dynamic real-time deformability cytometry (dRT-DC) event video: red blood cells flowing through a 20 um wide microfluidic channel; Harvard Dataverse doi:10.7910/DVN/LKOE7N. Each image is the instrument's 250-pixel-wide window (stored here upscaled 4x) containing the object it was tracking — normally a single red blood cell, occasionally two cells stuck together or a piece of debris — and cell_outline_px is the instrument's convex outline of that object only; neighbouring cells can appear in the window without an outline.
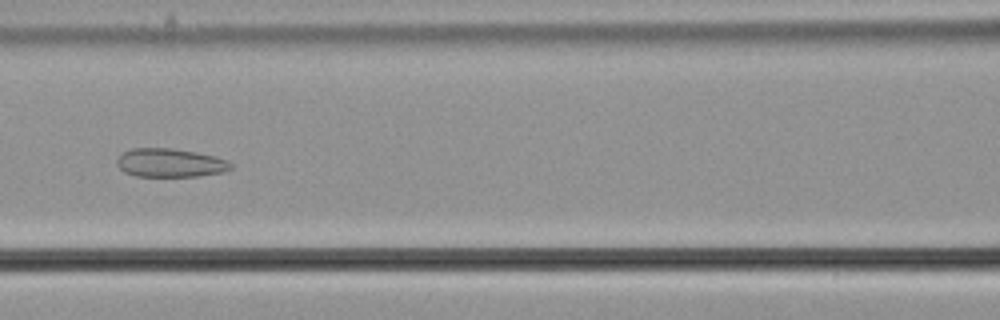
{"species": "common noctule bat (a hibernating species)", "species_latin": "Nyctalus noctula", "temperature_condition": "cold", "stored_images_in_passage": 57, "camera_frame_rate_fps": 3000, "um_per_image_px": 0.085, "animal": {"sex": "male", "body_mass_g": 21.5, "forearm_length_mm": 52.0}, "frame": {"image": 1, "passage_image": 26, "time_ms": 8.333, "image_size_px": [1000, 320], "cell_outline_px": [[232, 168], [224, 172], [196, 176], [136, 176], [124, 172], [116, 164], [116, 160], [124, 152], [132, 148], [172, 148], [196, 152], [216, 156], [228, 160], [232, 164]], "centroid_in_image_um": [14.48, 13.84], "position_along_channel_um": 152.1, "area_um2": 19.02}}
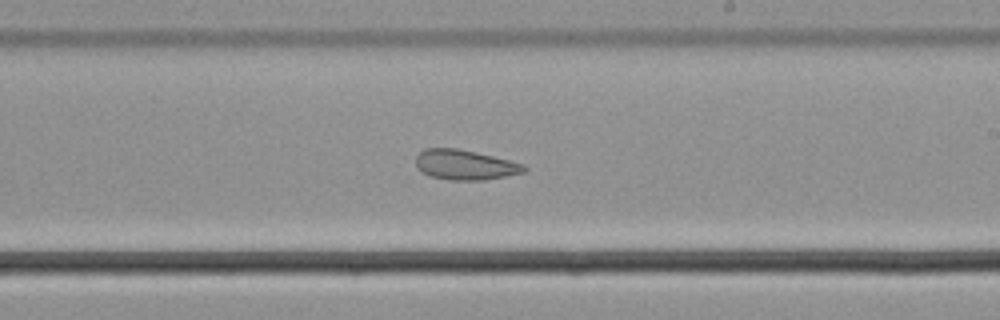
{"frame": {"image": 2, "passage_image": 34, "time_ms": 11.0, "image_size_px": [1000, 320], "cell_outline_px": [[528, 168], [524, 172], [484, 180], [448, 180], [428, 176], [416, 168], [416, 156], [424, 148], [456, 148], [492, 156], [524, 164]], "centroid_in_image_um": [39.48, 14.02], "position_along_channel_um": 249.5, "area_um2": 18.9}}
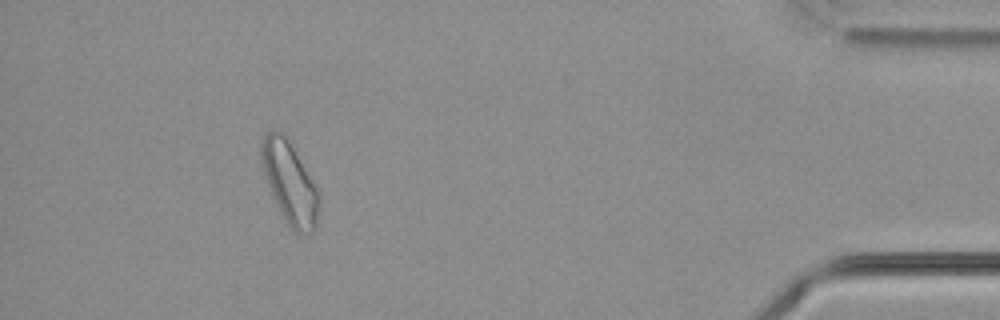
{"frame": {"image": 3, "passage_image": 52, "time_ms": 17.0, "image_size_px": [1000, 320], "cell_outline_px": [[320, 204], [316, 224], [312, 232], [296, 232], [288, 224], [276, 204], [260, 156], [260, 144], [264, 136], [268, 132], [276, 128], [284, 132], [288, 136], [320, 192]], "centroid_in_image_um": [24.66, 15.45], "position_along_channel_um": 410.5, "area_um2": 27.4}, "authors_computed_cell_mechanics": {"area_um2": 24.7962, "velocity_mm_per_s": 3.6635, "shape_relaxation_time_tau1_ms": null, "shape_relaxation_time_tau2_ms": 2.6573, "deformation_change_tau1": null, "deformation_change_tau2": 0.0868}}